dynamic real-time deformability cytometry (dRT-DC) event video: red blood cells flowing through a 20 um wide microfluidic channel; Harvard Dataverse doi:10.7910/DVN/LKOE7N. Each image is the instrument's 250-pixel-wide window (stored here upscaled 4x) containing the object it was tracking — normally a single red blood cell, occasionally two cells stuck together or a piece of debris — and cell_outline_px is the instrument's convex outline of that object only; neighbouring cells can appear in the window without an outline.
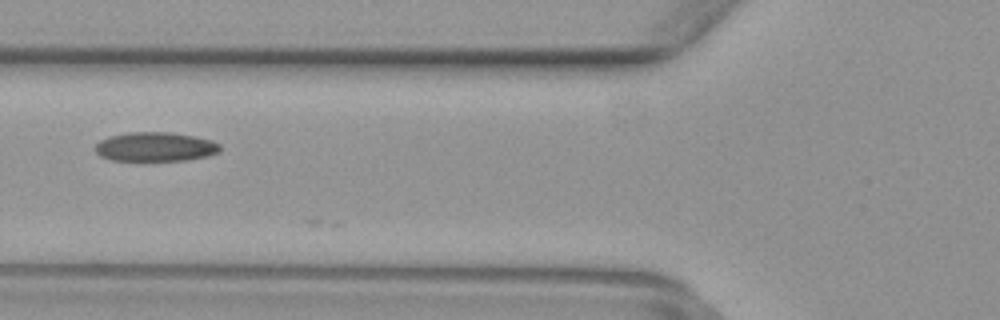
{"species": "common noctule bat (a hibernating species)", "species_latin": "Nyctalus noctula", "temperature_condition": "warm", "stored_images_in_passage": 23, "camera_frame_rate_fps": 3000, "um_per_image_px": 0.085, "animal": {"sex": "female", "body_mass_g": 29.2, "forearm_length_mm": 56.3}, "frame": {"image": 1, "passage_image": 20, "time_ms": 6.333, "image_size_px": [1000, 320], "cell_outline_px": [[220, 152], [208, 156], [184, 160], [112, 160], [100, 156], [96, 152], [96, 144], [100, 140], [108, 136], [128, 132], [172, 132], [196, 136], [212, 140], [220, 144]], "centroid_in_image_um": [13.22, 12.46], "position_along_channel_um": 112.6, "area_um2": 21.33}}